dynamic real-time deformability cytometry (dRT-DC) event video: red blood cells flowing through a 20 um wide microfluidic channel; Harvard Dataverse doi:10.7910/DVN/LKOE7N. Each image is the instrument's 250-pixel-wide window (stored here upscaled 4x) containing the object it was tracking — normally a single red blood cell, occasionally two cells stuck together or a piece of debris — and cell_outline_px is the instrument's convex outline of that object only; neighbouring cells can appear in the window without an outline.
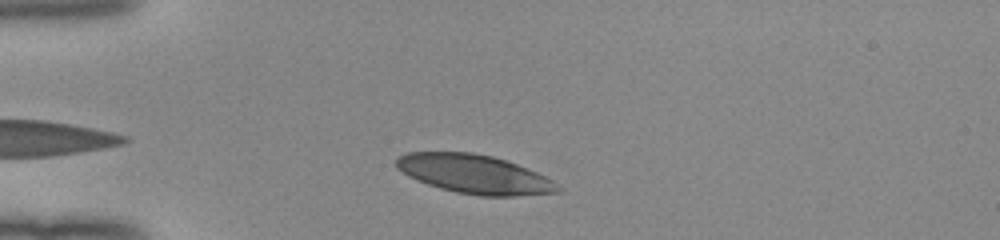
{"species": "human", "species_latin": "Homo sapiens", "temperature_condition": "room temperature", "stored_images_in_passage": 37, "camera_frame_rate_fps": 3000, "um_per_image_px": 0.085, "donor": {"sex": "female"}, "frame": {"image": 1, "passage_image": 4, "time_ms": 1.0, "image_size_px": [1000, 240], "cell_outline_px": [[564, 192], [512, 196], [480, 196], [456, 192], [440, 188], [416, 180], [408, 176], [396, 168], [396, 156], [408, 152], [472, 152], [492, 156], [516, 164], [536, 172], [552, 180], [564, 188]], "centroid_in_image_um": [40.33, 14.81], "position_along_channel_um": 44.7, "area_um2": 36.7}}
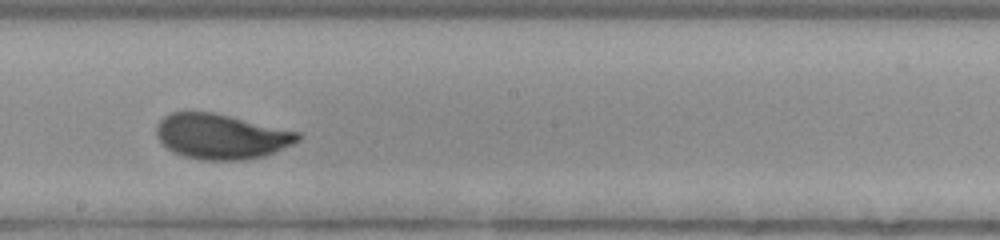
{"frame": {"image": 2, "passage_image": 20, "time_ms": 6.333, "image_size_px": [1000, 240], "cell_outline_px": [[304, 136], [300, 140], [292, 144], [264, 156], [244, 160], [200, 160], [184, 156], [172, 152], [156, 136], [156, 124], [164, 116], [172, 112], [216, 112], [300, 132]], "centroid_in_image_um": [18.81, 11.59], "position_along_channel_um": 229.4, "area_um2": 37.45}}
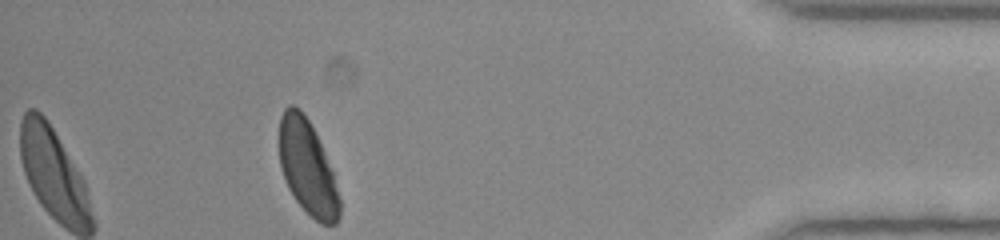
{"frame": {"image": 3, "passage_image": 37, "time_ms": 12.0, "image_size_px": [1000, 240], "cell_outline_px": [[340, 216], [336, 224], [320, 224], [296, 200], [288, 188], [284, 180], [280, 168], [280, 116], [284, 108], [288, 104], [292, 104], [300, 108], [308, 120], [324, 152], [332, 172], [340, 200]], "centroid_in_image_um": [26.11, 14.24], "position_along_channel_um": 409.1, "area_um2": 32.71}, "authors_computed_cell_mechanics": {"area_um2": 36.8764, "velocity_mm_per_s": 3.9871, "shape_relaxation_time_tau1_ms": 3.5956, "shape_relaxation_time_tau2_ms": null, "deformation_change_tau1": 0.1289, "deformation_change_tau2": null}}